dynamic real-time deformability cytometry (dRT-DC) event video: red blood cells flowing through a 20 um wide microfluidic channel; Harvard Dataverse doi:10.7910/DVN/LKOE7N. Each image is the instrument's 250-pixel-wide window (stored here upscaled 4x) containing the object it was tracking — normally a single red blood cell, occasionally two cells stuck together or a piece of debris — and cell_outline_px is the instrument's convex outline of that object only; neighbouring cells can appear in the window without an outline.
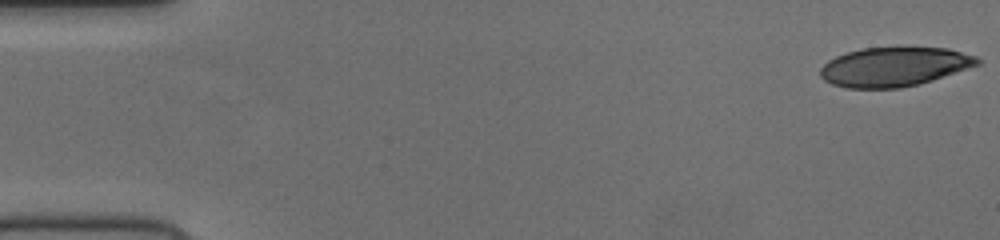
{"species": "human", "species_latin": "Homo sapiens", "temperature_condition": "cold", "stored_images_in_passage": 52, "camera_frame_rate_fps": 3000, "um_per_image_px": 0.085, "donor": {"sex": "female"}, "frame": {"image": 1, "passage_image": 1, "time_ms": 0.0, "image_size_px": [1000, 240], "cell_outline_px": [[980, 64], [920, 84], [900, 88], [844, 88], [832, 84], [824, 80], [820, 76], [820, 68], [828, 60], [836, 56], [860, 48], [904, 44], [948, 48], [976, 56], [980, 60]], "centroid_in_image_um": [76.01, 5.62], "position_along_channel_um": 9.0, "area_um2": 37.05}}
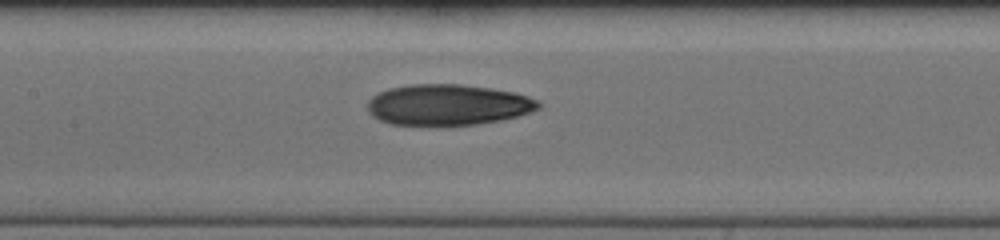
{"frame": {"image": 2, "passage_image": 25, "time_ms": 8.0, "image_size_px": [1000, 240], "cell_outline_px": [[540, 108], [516, 116], [500, 120], [476, 124], [392, 124], [380, 120], [372, 116], [368, 112], [368, 100], [372, 96], [388, 88], [412, 84], [460, 84], [492, 88], [512, 92], [528, 96], [540, 100]], "centroid_in_image_um": [38.06, 8.89], "position_along_channel_um": 169.3, "area_um2": 40.4}}
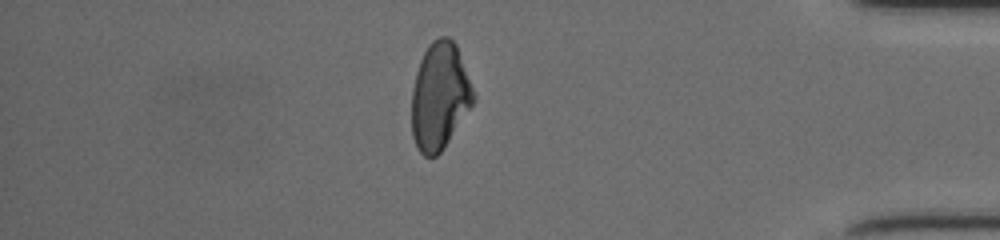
{"frame": {"image": 3, "passage_image": 45, "time_ms": 14.667, "image_size_px": [1000, 240], "cell_outline_px": [[476, 100], [444, 148], [436, 156], [424, 156], [416, 148], [412, 136], [412, 88], [416, 72], [420, 60], [428, 44], [432, 40], [440, 36], [448, 36], [456, 44], [476, 96]], "centroid_in_image_um": [37.37, 8.18], "position_along_channel_um": 397.8, "area_um2": 38.73}}